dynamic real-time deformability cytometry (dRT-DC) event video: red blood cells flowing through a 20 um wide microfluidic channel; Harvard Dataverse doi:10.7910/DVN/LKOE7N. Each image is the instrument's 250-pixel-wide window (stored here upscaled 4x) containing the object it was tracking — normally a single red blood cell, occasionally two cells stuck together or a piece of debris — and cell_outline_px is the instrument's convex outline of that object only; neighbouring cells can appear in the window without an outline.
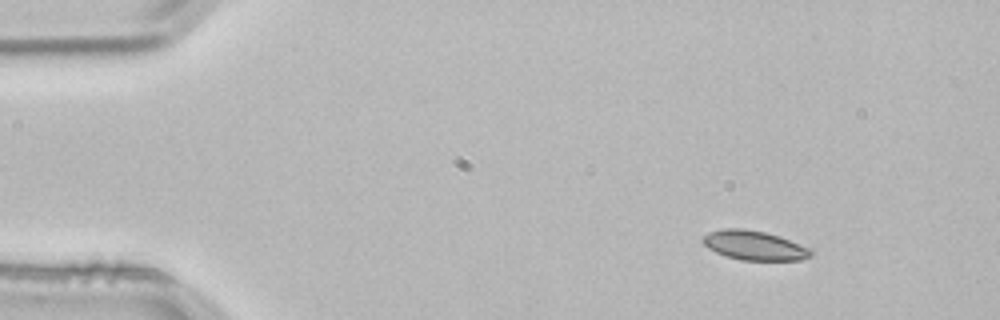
{"species": "common noctule bat (a hibernating species)", "species_latin": "Nyctalus noctula", "temperature_condition": "room temperature", "stored_images_in_passage": 3, "camera_frame_rate_fps": 3000, "um_per_image_px": 0.085, "animal": {"sex": "male", "body_mass_g": 21.5, "forearm_length_mm": 52.0}, "frame": {"image": 1, "passage_image": 1, "time_ms": 0.0, "image_size_px": [1000, 320], "cell_outline_px": [[812, 256], [800, 260], [740, 260], [716, 252], [708, 248], [700, 240], [708, 232], [720, 228], [740, 228], [764, 232], [780, 236], [808, 248], [812, 252]], "centroid_in_image_um": [64.07, 20.85], "position_along_channel_um": 20.9, "area_um2": 18.38}}
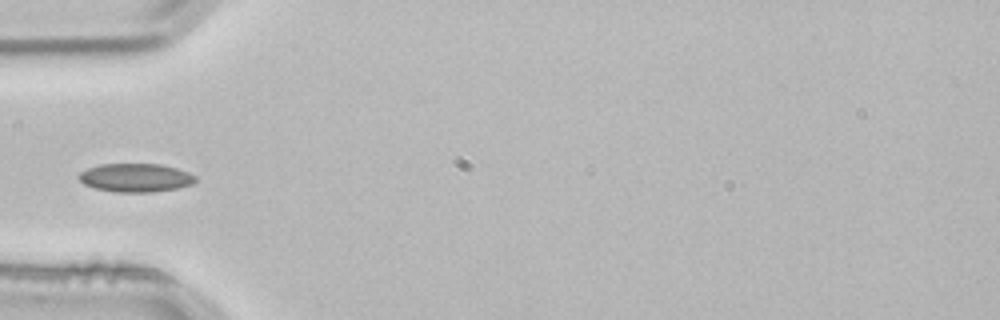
{"frame": {"image": 2, "passage_image": 3, "time_ms": 0.667, "image_size_px": [1000, 320], "cell_outline_px": [[196, 180], [192, 184], [176, 188], [152, 192], [116, 192], [96, 188], [84, 184], [76, 176], [80, 172], [88, 168], [100, 164], [160, 164], [176, 168], [188, 172], [196, 176]], "centroid_in_image_um": [11.51, 15.1], "position_along_channel_um": 73.5, "area_um2": 19.31}}